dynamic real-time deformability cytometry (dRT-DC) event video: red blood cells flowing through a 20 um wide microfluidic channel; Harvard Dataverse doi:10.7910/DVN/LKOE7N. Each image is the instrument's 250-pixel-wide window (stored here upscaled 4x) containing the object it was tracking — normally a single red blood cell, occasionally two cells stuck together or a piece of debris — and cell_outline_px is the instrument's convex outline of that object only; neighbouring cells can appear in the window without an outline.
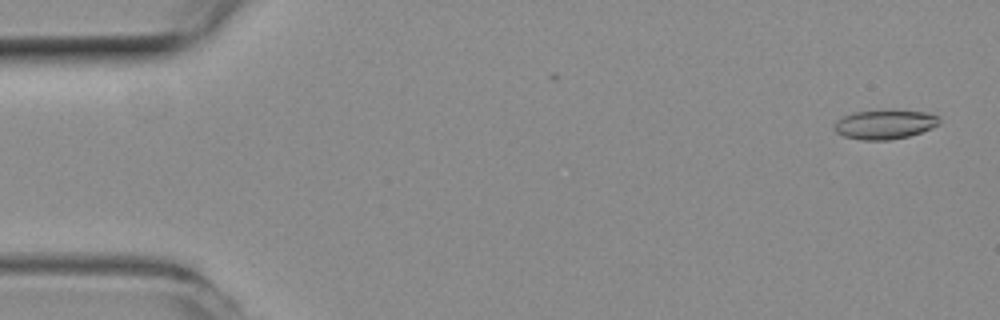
{"species": "common noctule bat (a hibernating species)", "species_latin": "Nyctalus noctula", "temperature_condition": "room temperature", "stored_images_in_passage": 47, "camera_frame_rate_fps": 3000, "um_per_image_px": 0.085, "animal": {"sex": "female", "body_mass_g": 19.3, "forearm_length_mm": 54.1}, "frame": {"image": 1, "passage_image": 1, "time_ms": 0.0, "image_size_px": [1000, 320], "cell_outline_px": [[940, 124], [932, 128], [908, 136], [888, 140], [860, 140], [844, 136], [836, 132], [832, 128], [836, 120], [852, 112], [924, 112], [936, 116], [940, 120]], "centroid_in_image_um": [75.15, 10.61], "position_along_channel_um": 9.9, "area_um2": 17.34}}
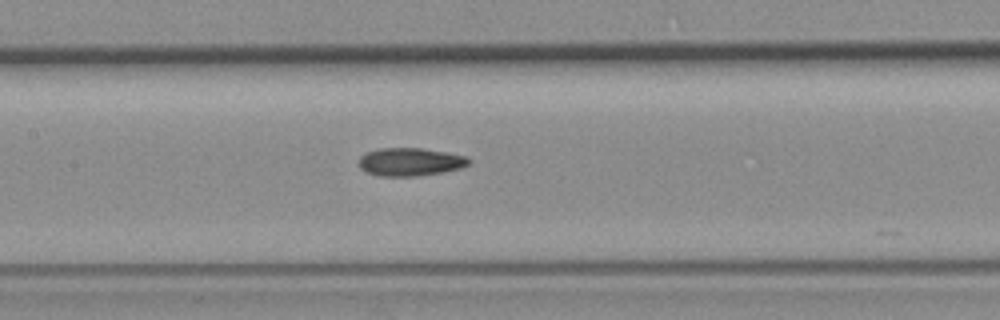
{"frame": {"image": 2, "passage_image": 23, "time_ms": 7.333, "image_size_px": [1000, 320], "cell_outline_px": [[472, 160], [468, 164], [460, 168], [444, 172], [420, 176], [376, 176], [364, 172], [360, 168], [360, 156], [368, 152], [380, 148], [420, 148], [468, 156]], "centroid_in_image_um": [34.87, 13.77], "position_along_channel_um": 172.5, "area_um2": 18.09}}
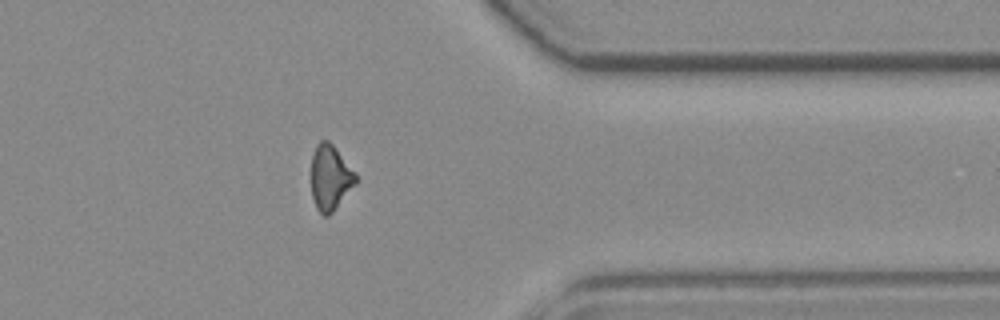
{"frame": {"image": 3, "passage_image": 40, "time_ms": 13.0, "image_size_px": [1000, 320], "cell_outline_px": [[356, 184], [332, 212], [328, 216], [324, 216], [316, 208], [312, 196], [312, 156], [316, 144], [320, 140], [328, 140], [336, 148], [356, 172]], "centroid_in_image_um": [28.08, 15.08], "position_along_channel_um": 383.3, "area_um2": 16.88}, "authors_computed_cell_mechanics": {"area_um2": 17.629, "velocity_mm_per_s": 3.9791, "shape_relaxation_time_tau1_ms": null, "shape_relaxation_time_tau2_ms": 4.5054, "deformation_change_tau1": null, "deformation_change_tau2": 0.128}}